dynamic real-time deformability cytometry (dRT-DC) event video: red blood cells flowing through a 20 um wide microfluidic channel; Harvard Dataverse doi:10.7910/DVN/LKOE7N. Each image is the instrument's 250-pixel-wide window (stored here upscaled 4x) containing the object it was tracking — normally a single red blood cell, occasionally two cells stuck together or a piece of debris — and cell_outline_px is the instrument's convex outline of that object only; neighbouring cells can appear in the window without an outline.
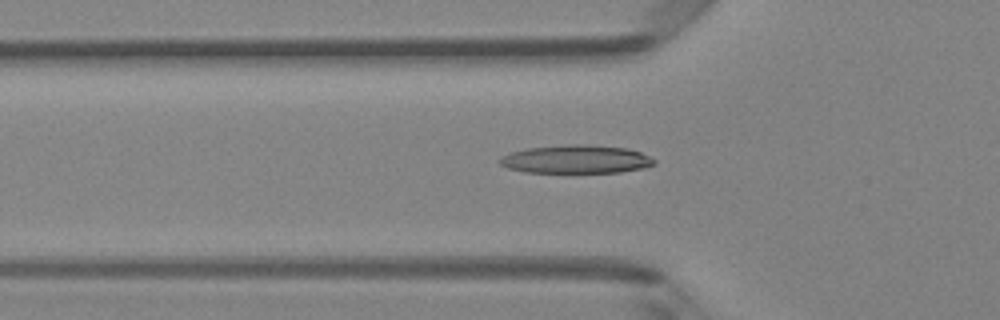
{"species": "Egyptian fruit bat (a non-hibernating species)", "species_latin": "Rousettus aegyptiacus", "temperature_condition": "room temperature", "stored_images_in_passage": 42, "camera_frame_rate_fps": 3000, "um_per_image_px": 0.085, "animal": {"sex": "female"}, "frame": {"image": 1, "passage_image": 16, "time_ms": 5.0, "image_size_px": [1000, 320], "cell_outline_px": [[656, 164], [644, 168], [620, 172], [524, 172], [508, 168], [500, 164], [500, 156], [512, 152], [528, 148], [572, 144], [584, 144], [628, 148], [640, 152], [656, 160]], "centroid_in_image_um": [48.99, 13.53], "position_along_channel_um": 76.8, "area_um2": 25.37}}
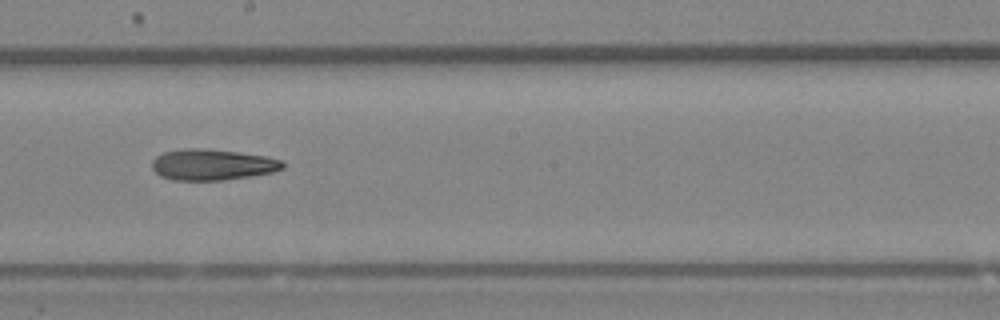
{"frame": {"image": 2, "passage_image": 27, "time_ms": 8.667, "image_size_px": [1000, 320], "cell_outline_px": [[284, 168], [272, 172], [252, 176], [224, 180], [172, 180], [160, 176], [152, 168], [152, 160], [156, 156], [164, 152], [184, 148], [204, 148], [236, 152], [264, 156], [284, 160]], "centroid_in_image_um": [18.04, 14.0], "position_along_channel_um": 230.2, "area_um2": 23.7}}
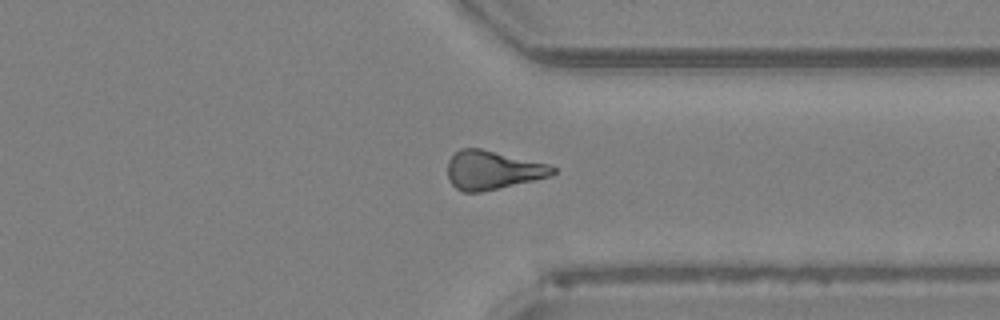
{"frame": {"image": 3, "passage_image": 37, "time_ms": 12.0, "image_size_px": [1000, 320], "cell_outline_px": [[556, 172], [552, 176], [480, 192], [464, 192], [456, 188], [448, 180], [448, 160], [460, 148], [480, 148], [548, 164], [556, 168]], "centroid_in_image_um": [41.86, 14.46], "position_along_channel_um": 369.5, "area_um2": 23.58}}